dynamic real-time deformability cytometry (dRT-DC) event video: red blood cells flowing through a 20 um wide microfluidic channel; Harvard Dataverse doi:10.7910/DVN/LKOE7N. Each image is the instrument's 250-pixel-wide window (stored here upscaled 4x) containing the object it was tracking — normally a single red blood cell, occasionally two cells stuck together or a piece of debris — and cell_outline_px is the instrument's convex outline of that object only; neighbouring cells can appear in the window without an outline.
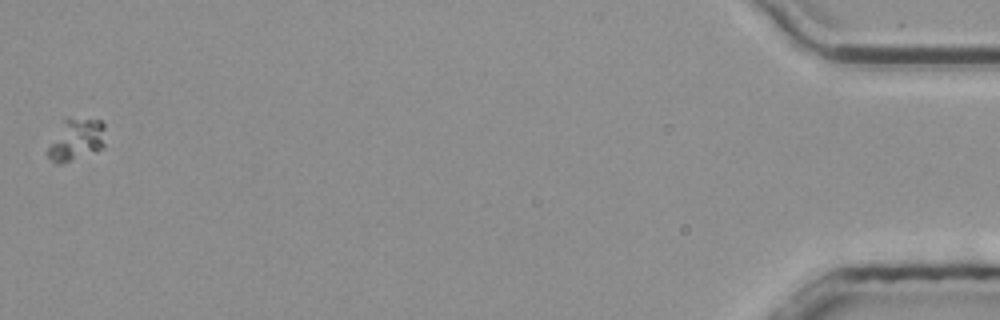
{"species": "common noctule bat (a hibernating species)", "species_latin": "Nyctalus noctula", "temperature_condition": "room temperature", "stored_images_in_passage": 40, "camera_frame_rate_fps": 3000, "um_per_image_px": 0.085, "animal": {"sex": "male", "body_mass_g": 20.4}, "frame": {"image": 1, "passage_image": 40, "time_ms": 13.0, "image_size_px": [1000, 320], "cell_outline_px": [[104, 148], [96, 152], [60, 164], [56, 164], [48, 156], [48, 148], [64, 120], [68, 116], [100, 120], [104, 124]], "centroid_in_image_um": [6.52, 11.86], "position_along_channel_um": 428.7, "area_um2": 14.05}}